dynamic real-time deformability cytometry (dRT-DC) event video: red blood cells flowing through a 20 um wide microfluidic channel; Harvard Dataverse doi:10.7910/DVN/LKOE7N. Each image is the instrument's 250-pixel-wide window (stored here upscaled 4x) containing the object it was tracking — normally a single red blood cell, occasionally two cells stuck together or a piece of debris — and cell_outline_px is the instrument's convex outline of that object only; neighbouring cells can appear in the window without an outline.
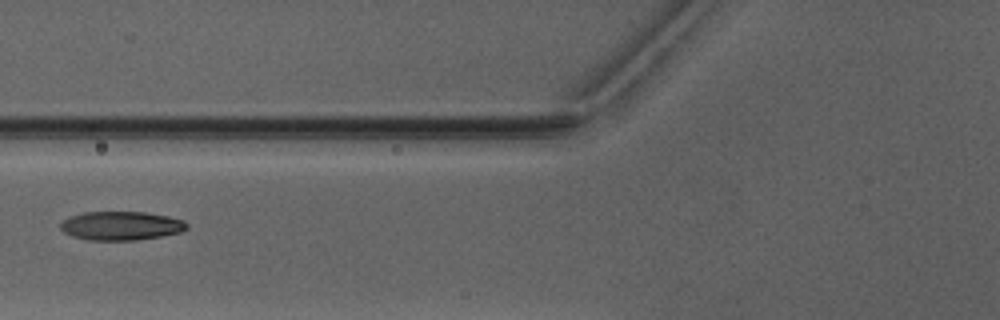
{"species": "Egyptian fruit bat (a non-hibernating species)", "species_latin": "Rousettus aegyptiacus", "temperature_condition": "warm", "stored_images_in_passage": 3, "camera_frame_rate_fps": 3000, "um_per_image_px": 0.085, "animal": {"sex": "male"}, "frame": {"image": 1, "passage_image": 3, "time_ms": 2.333, "image_size_px": [1000, 320], "cell_outline_px": [[188, 228], [180, 232], [160, 236], [136, 240], [88, 240], [72, 236], [64, 232], [60, 228], [60, 224], [64, 220], [72, 216], [84, 212], [144, 212], [168, 216], [184, 220], [188, 224]], "centroid_in_image_um": [10.3, 19.19], "position_along_channel_um": 115.5, "area_um2": 21.1}}